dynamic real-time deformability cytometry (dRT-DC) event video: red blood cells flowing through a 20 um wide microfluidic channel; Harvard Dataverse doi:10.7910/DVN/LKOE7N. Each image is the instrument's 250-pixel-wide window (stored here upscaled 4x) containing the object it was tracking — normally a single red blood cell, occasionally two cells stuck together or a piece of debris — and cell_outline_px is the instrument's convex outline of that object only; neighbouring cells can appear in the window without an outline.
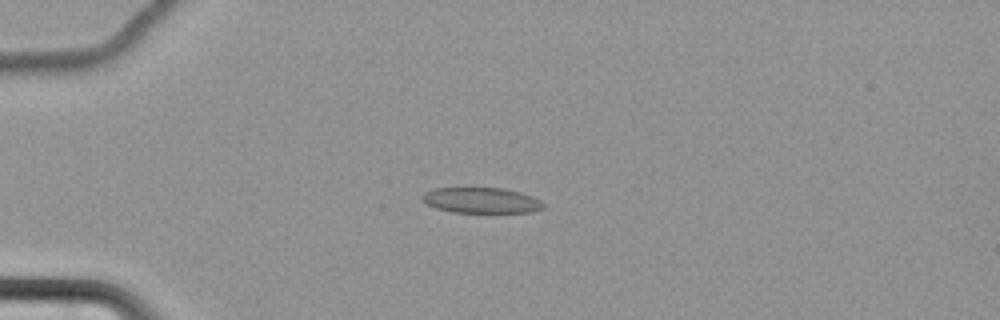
{"species": "common noctule bat (a hibernating species)", "species_latin": "Nyctalus noctula", "temperature_condition": "cold", "stored_images_in_passage": 66, "camera_frame_rate_fps": 3000, "um_per_image_px": 0.085, "animal": {"sex": "female", "body_mass_g": 22.7, "forearm_length_mm": 54.2}, "frame": {"image": 1, "passage_image": 21, "time_ms": 6.667, "image_size_px": [1000, 320], "cell_outline_px": [[544, 208], [532, 212], [452, 212], [436, 208], [428, 204], [420, 196], [424, 192], [436, 188], [464, 184], [504, 188], [520, 192], [532, 196], [540, 200], [544, 204]], "centroid_in_image_um": [40.87, 16.96], "position_along_channel_um": 44.1, "area_um2": 18.96}}
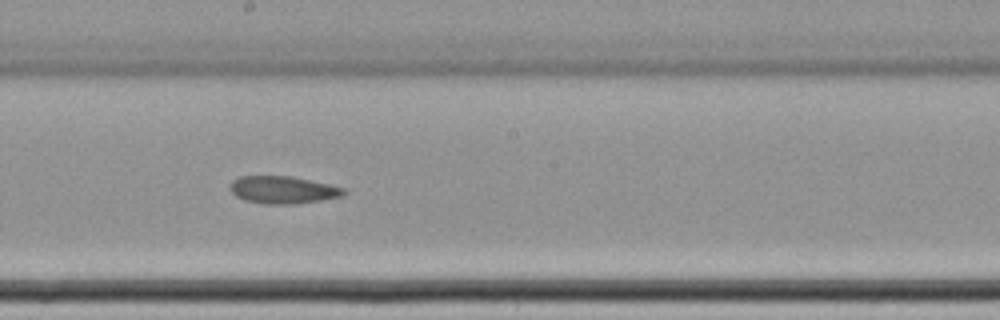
{"frame": {"image": 2, "passage_image": 40, "time_ms": 13.0, "image_size_px": [1000, 320], "cell_outline_px": [[348, 192], [344, 196], [320, 200], [292, 204], [264, 204], [244, 200], [236, 196], [228, 188], [228, 184], [232, 180], [240, 176], [292, 176], [328, 184], [344, 188]], "centroid_in_image_um": [24.02, 16.13], "position_along_channel_um": 224.2, "area_um2": 18.32}}
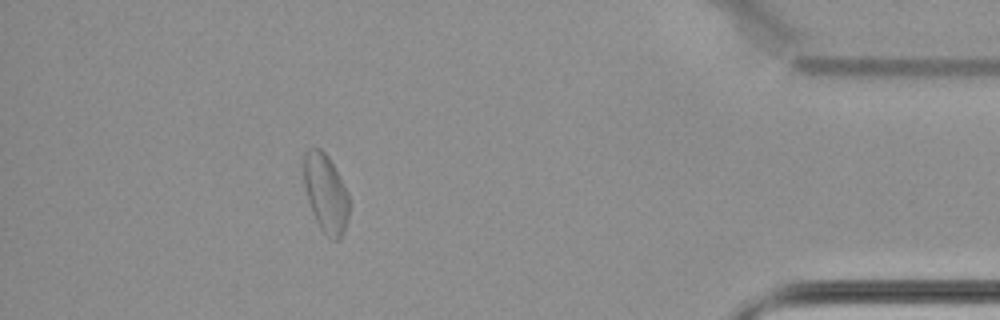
{"frame": {"image": 3, "passage_image": 60, "time_ms": 19.667, "image_size_px": [1000, 320], "cell_outline_px": [[348, 220], [344, 232], [336, 240], [332, 240], [320, 228], [312, 212], [308, 200], [304, 184], [304, 152], [308, 148], [320, 148], [328, 156], [348, 192]], "centroid_in_image_um": [27.68, 16.41], "position_along_channel_um": 407.5, "area_um2": 20.52}}